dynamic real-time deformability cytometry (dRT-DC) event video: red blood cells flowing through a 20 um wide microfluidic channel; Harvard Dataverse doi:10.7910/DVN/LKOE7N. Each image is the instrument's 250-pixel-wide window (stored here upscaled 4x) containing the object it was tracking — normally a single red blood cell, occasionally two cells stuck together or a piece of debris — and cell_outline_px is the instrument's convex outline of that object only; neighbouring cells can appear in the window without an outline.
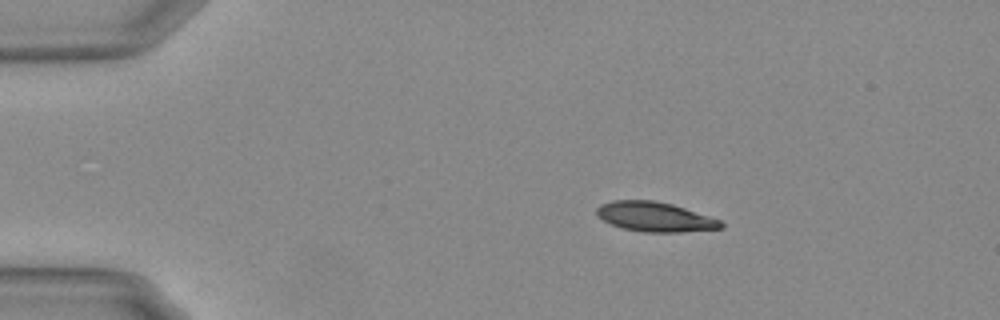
{"species": "Egyptian fruit bat (a non-hibernating species)", "species_latin": "Rousettus aegyptiacus", "temperature_condition": "warm", "stored_images_in_passage": 46, "camera_frame_rate_fps": 3000, "um_per_image_px": 0.085, "animal": {"sex": "female"}, "frame": {"image": 1, "passage_image": 1, "time_ms": 0.0, "image_size_px": [1000, 320], "cell_outline_px": [[724, 228], [680, 232], [644, 232], [624, 228], [612, 224], [596, 216], [596, 208], [600, 204], [612, 200], [652, 200], [672, 204], [720, 220], [724, 224]], "centroid_in_image_um": [55.64, 18.42], "position_along_channel_um": 29.4, "area_um2": 21.33}}
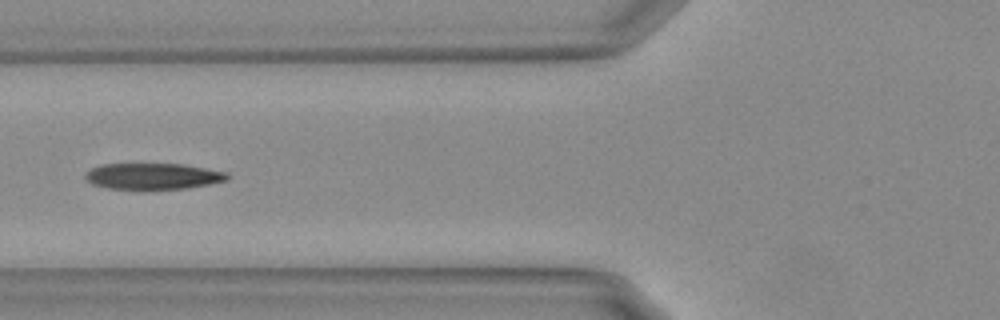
{"frame": {"image": 2, "passage_image": 13, "time_ms": 4.0, "image_size_px": [1000, 320], "cell_outline_px": [[228, 180], [188, 188], [144, 192], [136, 192], [108, 188], [92, 184], [84, 176], [92, 168], [100, 164], [184, 164], [228, 172]], "centroid_in_image_um": [12.99, 15.02], "position_along_channel_um": 112.8, "area_um2": 22.54}}
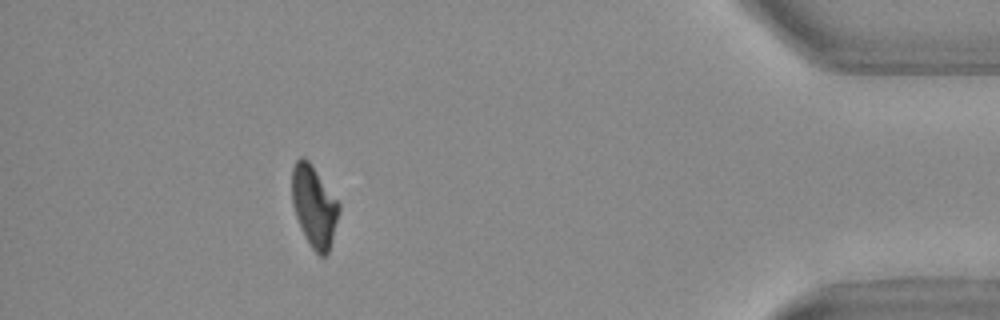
{"frame": {"image": 3, "passage_image": 41, "time_ms": 13.333, "image_size_px": [1000, 320], "cell_outline_px": [[340, 212], [328, 252], [324, 256], [320, 256], [312, 248], [304, 236], [300, 228], [292, 204], [292, 168], [296, 160], [300, 156], [304, 156], [308, 160], [340, 204]], "centroid_in_image_um": [26.68, 17.53], "position_along_channel_um": 408.5, "area_um2": 22.14}, "authors_computed_cell_mechanics": {"area_um2": 22.8021, "velocity_mm_per_s": 3.7145, "shape_relaxation_time_tau1_ms": 4.1628, "shape_relaxation_time_tau2_ms": 2.2203, "deformation_change_tau1": 0.186, "deformation_change_tau2": 0.0937}}